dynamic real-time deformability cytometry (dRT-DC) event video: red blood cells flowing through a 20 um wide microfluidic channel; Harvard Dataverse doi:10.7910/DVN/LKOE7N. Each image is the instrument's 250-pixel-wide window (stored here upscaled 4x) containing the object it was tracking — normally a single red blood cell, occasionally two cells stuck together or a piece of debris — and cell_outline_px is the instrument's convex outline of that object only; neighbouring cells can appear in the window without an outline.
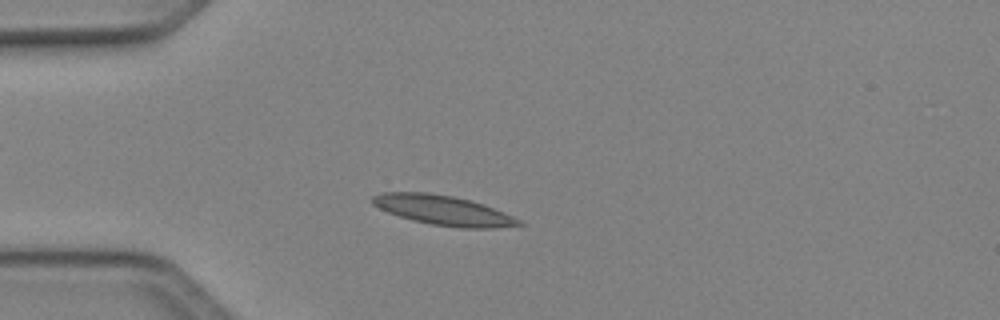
{"species": "Egyptian fruit bat (a non-hibernating species)", "species_latin": "Rousettus aegyptiacus", "temperature_condition": "cold", "stored_images_in_passage": 46, "camera_frame_rate_fps": 3000, "um_per_image_px": 0.085, "animal": {"sex": "female"}, "frame": {"image": 1, "passage_image": 10, "time_ms": 3.0, "image_size_px": [1000, 320], "cell_outline_px": [[524, 224], [496, 228], [460, 228], [432, 224], [412, 220], [388, 212], [372, 204], [368, 200], [372, 196], [380, 192], [428, 192], [452, 196], [472, 200], [484, 204], [504, 212], [520, 220]], "centroid_in_image_um": [37.65, 17.86], "position_along_channel_um": 47.4, "area_um2": 25.43}}
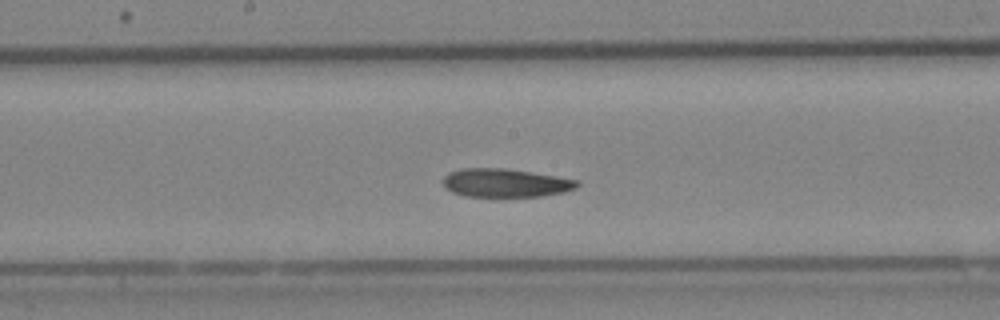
{"frame": {"image": 2, "passage_image": 23, "time_ms": 7.333, "image_size_px": [1000, 320], "cell_outline_px": [[580, 184], [576, 188], [564, 192], [544, 196], [464, 196], [452, 192], [444, 184], [444, 176], [448, 172], [464, 168], [504, 168], [556, 176], [580, 180]], "centroid_in_image_um": [43.0, 15.54], "position_along_channel_um": 205.2, "area_um2": 22.14}}
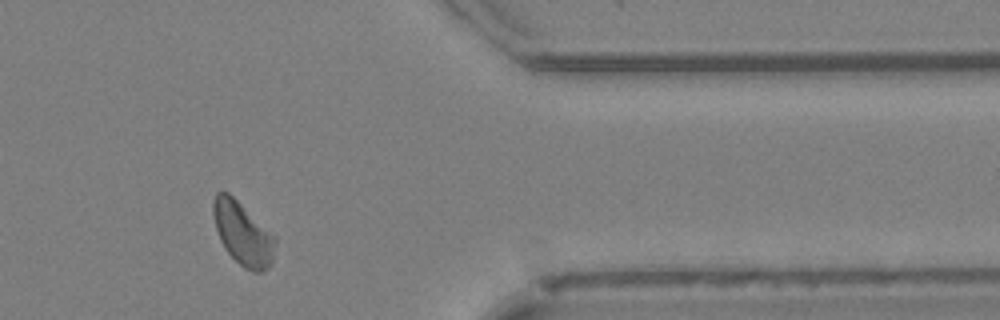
{"frame": {"image": 3, "passage_image": 38, "time_ms": 12.333, "image_size_px": [1000, 320], "cell_outline_px": [[276, 240], [272, 264], [264, 272], [252, 272], [244, 268], [228, 252], [220, 240], [216, 228], [212, 212], [212, 200], [216, 192], [228, 192], [276, 236]], "centroid_in_image_um": [20.65, 19.86], "position_along_channel_um": 390.8, "area_um2": 22.83}, "authors_computed_cell_mechanics": {"area_um2": 22.9177, "velocity_mm_per_s": 4.0772, "shape_relaxation_time_tau1_ms": null, "shape_relaxation_time_tau2_ms": 8.1699, "deformation_change_tau1": null, "deformation_change_tau2": 0.125}}